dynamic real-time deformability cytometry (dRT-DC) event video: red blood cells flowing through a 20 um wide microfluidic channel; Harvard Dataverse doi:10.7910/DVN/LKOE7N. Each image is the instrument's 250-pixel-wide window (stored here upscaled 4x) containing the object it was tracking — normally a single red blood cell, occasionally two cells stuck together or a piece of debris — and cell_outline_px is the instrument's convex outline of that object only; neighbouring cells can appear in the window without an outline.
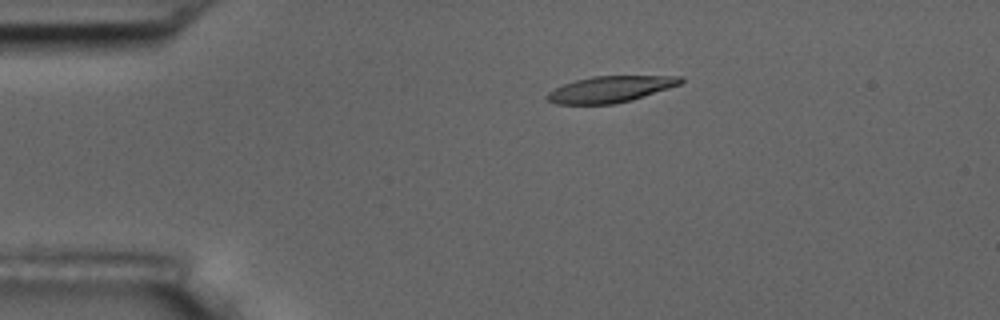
{"species": "common noctule bat (a hibernating species)", "species_latin": "Nyctalus noctula", "temperature_condition": "room temperature", "stored_images_in_passage": 8, "camera_frame_rate_fps": 3000, "um_per_image_px": 0.085, "animal": {"sex": "male", "body_mass_g": 17.5, "forearm_length_mm": 52.3}, "frame": {"image": 1, "passage_image": 4, "time_ms": 3.333, "image_size_px": [1000, 320], "cell_outline_px": [[684, 80], [680, 84], [632, 100], [612, 104], [556, 104], [548, 100], [544, 96], [548, 92], [564, 84], [576, 80], [592, 76], [684, 76]], "centroid_in_image_um": [51.87, 7.58], "position_along_channel_um": 33.1, "area_um2": 20.29}}
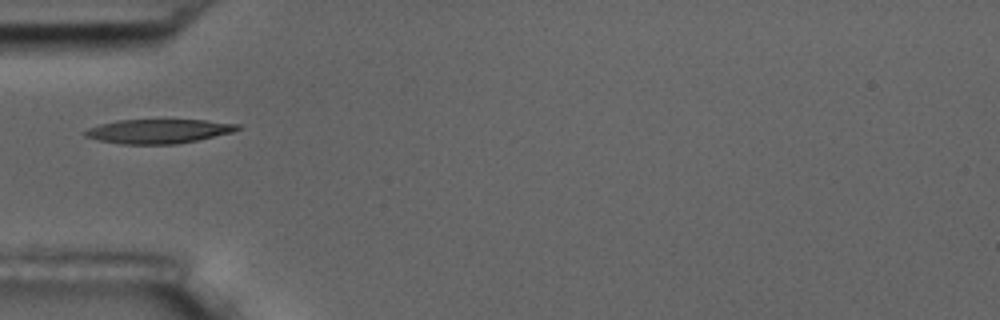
{"frame": {"image": 2, "passage_image": 6, "time_ms": 5.667, "image_size_px": [1000, 320], "cell_outline_px": [[240, 128], [232, 132], [196, 140], [176, 144], [120, 144], [100, 140], [84, 136], [80, 132], [88, 128], [100, 124], [116, 120], [208, 120], [240, 124]], "centroid_in_image_um": [13.43, 11.15], "position_along_channel_um": 71.6, "area_um2": 21.5}}